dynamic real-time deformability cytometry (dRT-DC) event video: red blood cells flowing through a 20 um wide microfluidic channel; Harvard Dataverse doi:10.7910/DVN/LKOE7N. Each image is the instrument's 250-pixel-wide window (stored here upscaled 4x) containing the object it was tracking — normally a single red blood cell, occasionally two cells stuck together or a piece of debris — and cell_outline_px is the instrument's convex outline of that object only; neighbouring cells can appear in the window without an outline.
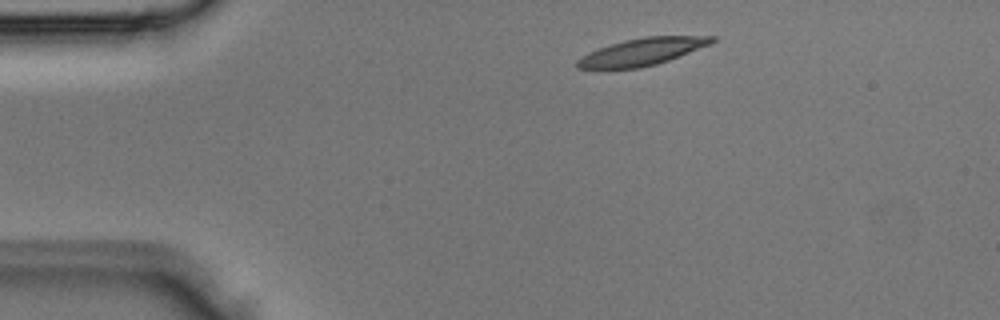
{"species": "Egyptian fruit bat (a non-hibernating species)", "species_latin": "Rousettus aegyptiacus", "temperature_condition": "room temperature", "stored_images_in_passage": 2, "camera_frame_rate_fps": 3000, "um_per_image_px": 0.085, "animal": {"sex": "male"}, "frame": {"image": 1, "passage_image": 2, "time_ms": 0.333, "image_size_px": [1000, 320], "cell_outline_px": [[716, 40], [708, 44], [668, 60], [656, 64], [640, 68], [576, 68], [576, 60], [588, 52], [624, 40], [644, 36], [716, 36]], "centroid_in_image_um": [54.55, 4.39], "position_along_channel_um": 30.5, "area_um2": 20.87}}